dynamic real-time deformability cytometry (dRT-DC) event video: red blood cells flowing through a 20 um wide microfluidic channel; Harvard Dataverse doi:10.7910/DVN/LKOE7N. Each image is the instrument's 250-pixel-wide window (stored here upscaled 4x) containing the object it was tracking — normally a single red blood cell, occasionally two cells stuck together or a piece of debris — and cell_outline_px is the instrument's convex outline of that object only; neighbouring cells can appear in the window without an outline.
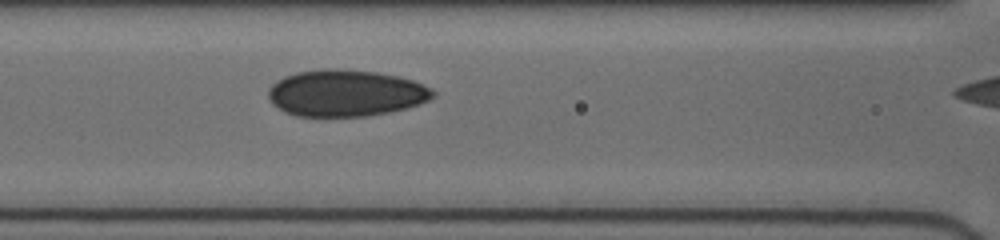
{"species": "human", "species_latin": "Homo sapiens", "temperature_condition": "cold", "stored_images_in_passage": 59, "camera_frame_rate_fps": 3000, "um_per_image_px": 0.085, "donor": {"sex": "female"}, "frame": {"image": 1, "passage_image": 23, "time_ms": 3.333, "image_size_px": [1000, 240], "cell_outline_px": [[436, 92], [428, 100], [420, 104], [408, 108], [388, 112], [364, 116], [296, 116], [284, 112], [272, 104], [268, 100], [268, 88], [276, 80], [284, 76], [296, 72], [324, 68], [336, 68], [376, 72], [396, 76], [412, 80], [432, 88]], "centroid_in_image_um": [29.34, 7.91], "position_along_channel_um": 137.3, "area_um2": 44.97}}
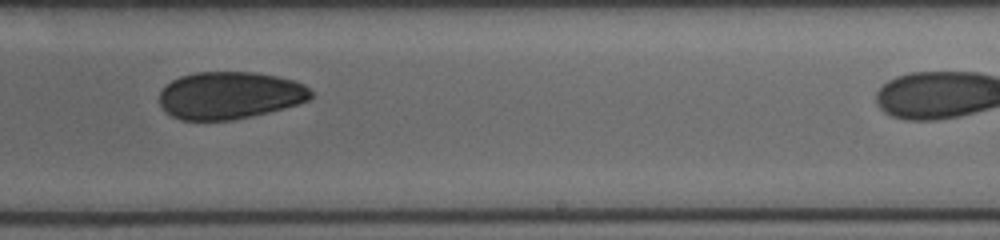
{"frame": {"image": 2, "passage_image": 40, "time_ms": 6.667, "image_size_px": [1000, 240], "cell_outline_px": [[312, 96], [308, 100], [284, 108], [268, 112], [232, 120], [180, 120], [172, 116], [160, 104], [160, 92], [172, 80], [180, 76], [196, 72], [252, 72], [276, 76], [292, 80], [304, 84], [312, 92]], "centroid_in_image_um": [19.52, 8.1], "position_along_channel_um": 269.5, "area_um2": 41.5}}
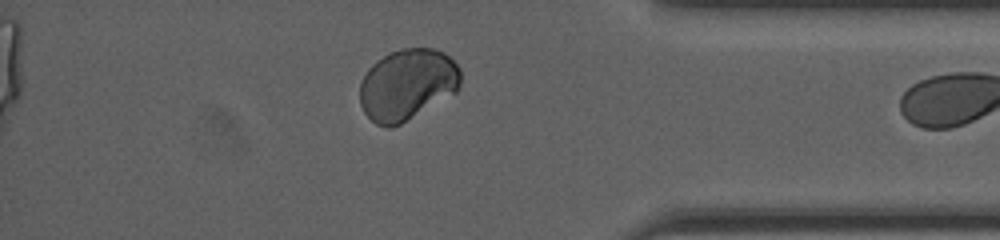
{"frame": {"image": 3, "passage_image": 56, "time_ms": 10.333, "image_size_px": [1000, 240], "cell_outline_px": [[460, 84], [456, 92], [400, 124], [392, 128], [388, 128], [376, 124], [364, 112], [360, 104], [360, 80], [368, 68], [376, 60], [388, 52], [400, 48], [432, 48], [444, 52], [460, 68]], "centroid_in_image_um": [34.59, 7.17], "position_along_channel_um": 400.6, "area_um2": 41.96}}